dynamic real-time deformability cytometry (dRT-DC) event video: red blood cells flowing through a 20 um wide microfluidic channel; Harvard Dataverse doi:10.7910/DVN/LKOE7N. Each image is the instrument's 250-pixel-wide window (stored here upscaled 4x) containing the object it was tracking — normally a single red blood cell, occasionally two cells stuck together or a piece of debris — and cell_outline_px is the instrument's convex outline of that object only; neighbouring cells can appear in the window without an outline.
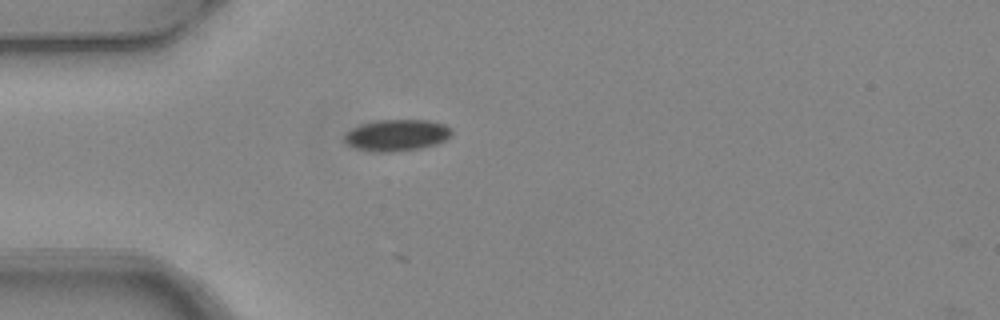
{"species": "common noctule bat (a hibernating species)", "species_latin": "Nyctalus noctula", "temperature_condition": "warm", "stored_images_in_passage": 2, "camera_frame_rate_fps": 3000, "um_per_image_px": 0.085, "animal": {"sex": "female", "body_mass_g": 24.6, "forearm_length_mm": 56.2}, "frame": {"image": 1, "passage_image": 1, "time_ms": 0.0, "image_size_px": [1000, 320], "cell_outline_px": [[452, 136], [436, 144], [420, 148], [392, 152], [376, 152], [356, 148], [348, 144], [344, 140], [344, 132], [360, 124], [376, 120], [428, 120], [444, 124], [452, 128]], "centroid_in_image_um": [33.72, 11.48], "position_along_channel_um": 51.3, "area_um2": 19.83}}